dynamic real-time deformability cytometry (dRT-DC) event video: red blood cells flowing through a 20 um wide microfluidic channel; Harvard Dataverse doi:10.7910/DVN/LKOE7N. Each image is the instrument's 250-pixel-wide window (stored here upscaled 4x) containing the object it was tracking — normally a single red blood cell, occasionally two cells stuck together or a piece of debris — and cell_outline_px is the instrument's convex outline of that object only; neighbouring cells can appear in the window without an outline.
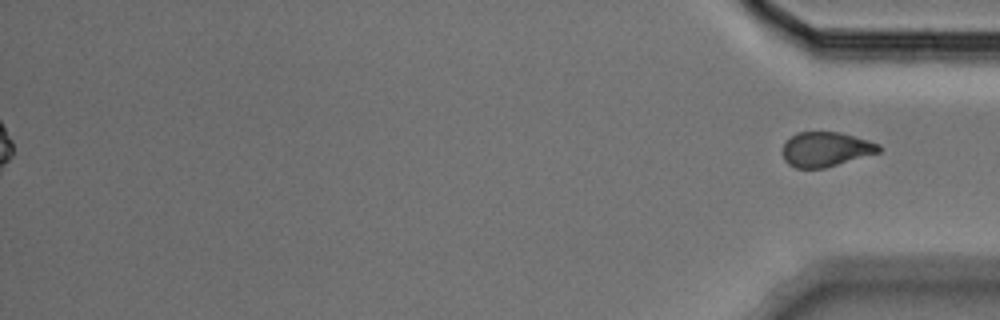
{"species": "Egyptian fruit bat (a non-hibernating species)", "species_latin": "Rousettus aegyptiacus", "temperature_condition": "cold", "stored_images_in_passage": 48, "segment_of_instrument_passage": [2, 2], "camera_frame_rate_fps": 3000, "um_per_image_px": 0.085, "animal": {"sex": "male"}, "frame": {"image": 1, "passage_image": 48, "time_ms": 15.667, "image_size_px": [1000, 320], "cell_outline_px": [[880, 152], [824, 168], [796, 168], [788, 164], [784, 160], [784, 144], [796, 132], [840, 132], [868, 140], [880, 144]], "centroid_in_image_um": [70.2, 12.69], "position_along_channel_um": 365.0, "area_um2": 19.25}}